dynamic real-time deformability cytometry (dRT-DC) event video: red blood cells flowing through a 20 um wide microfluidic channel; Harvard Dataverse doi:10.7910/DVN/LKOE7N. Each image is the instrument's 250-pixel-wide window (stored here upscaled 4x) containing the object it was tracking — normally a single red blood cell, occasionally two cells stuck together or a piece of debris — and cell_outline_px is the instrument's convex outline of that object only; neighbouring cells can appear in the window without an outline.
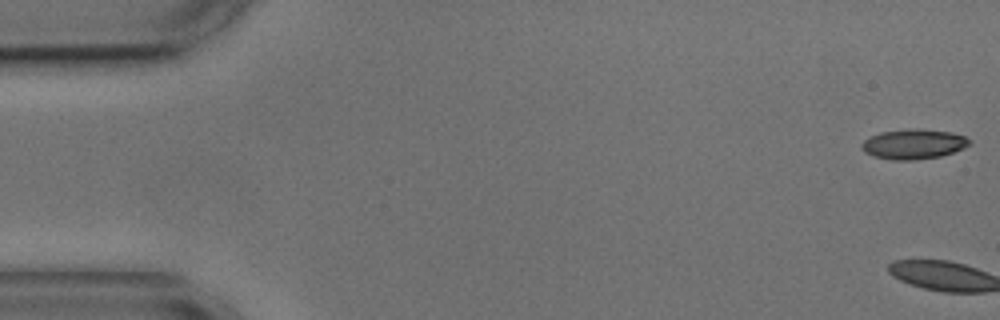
{"species": "common noctule bat (a hibernating species)", "species_latin": "Nyctalus noctula", "temperature_condition": "cold", "stored_images_in_passage": 4, "camera_frame_rate_fps": 3000, "um_per_image_px": 0.085, "animal": {"sex": "male", "body_mass_g": 17.9, "forearm_length_mm": 54.2}, "frame": {"image": 1, "passage_image": 1, "time_ms": 0.0, "image_size_px": [1000, 320], "cell_outline_px": [[972, 144], [964, 148], [940, 156], [912, 160], [892, 160], [876, 156], [864, 152], [860, 148], [860, 144], [864, 140], [880, 132], [912, 128], [920, 128], [948, 132], [964, 136], [972, 140]], "centroid_in_image_um": [77.66, 12.24], "position_along_channel_um": 7.3, "area_um2": 18.79}}